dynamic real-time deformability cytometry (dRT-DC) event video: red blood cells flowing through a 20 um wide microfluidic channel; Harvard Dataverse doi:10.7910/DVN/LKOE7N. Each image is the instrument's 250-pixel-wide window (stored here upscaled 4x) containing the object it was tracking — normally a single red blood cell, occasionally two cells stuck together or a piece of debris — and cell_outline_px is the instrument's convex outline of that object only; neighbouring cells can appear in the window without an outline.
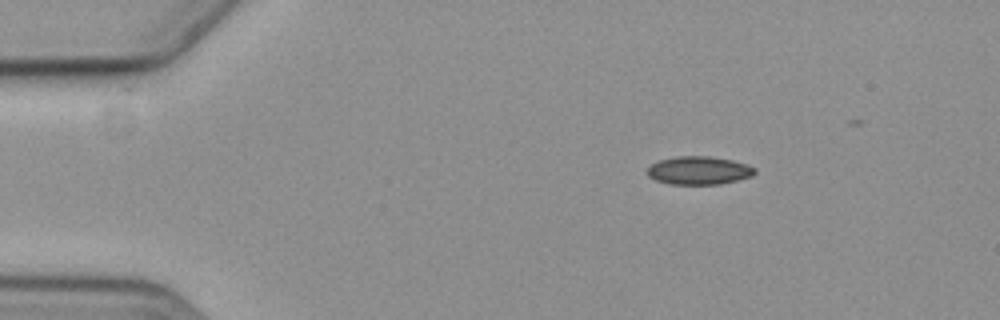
{"species": "common noctule bat (a hibernating species)", "species_latin": "Nyctalus noctula", "temperature_condition": "cold", "stored_images_in_passage": 5, "camera_frame_rate_fps": 3000, "um_per_image_px": 0.085, "animal": {"sex": "female", "body_mass_g": 19.3, "forearm_length_mm": 54.1}, "frame": {"image": 1, "passage_image": 2, "time_ms": 1.333, "image_size_px": [1000, 320], "cell_outline_px": [[756, 172], [752, 176], [720, 184], [668, 184], [656, 180], [648, 176], [648, 168], [652, 164], [660, 160], [676, 156], [712, 156], [732, 160], [756, 168]], "centroid_in_image_um": [59.4, 14.49], "position_along_channel_um": 25.6, "area_um2": 17.57}}